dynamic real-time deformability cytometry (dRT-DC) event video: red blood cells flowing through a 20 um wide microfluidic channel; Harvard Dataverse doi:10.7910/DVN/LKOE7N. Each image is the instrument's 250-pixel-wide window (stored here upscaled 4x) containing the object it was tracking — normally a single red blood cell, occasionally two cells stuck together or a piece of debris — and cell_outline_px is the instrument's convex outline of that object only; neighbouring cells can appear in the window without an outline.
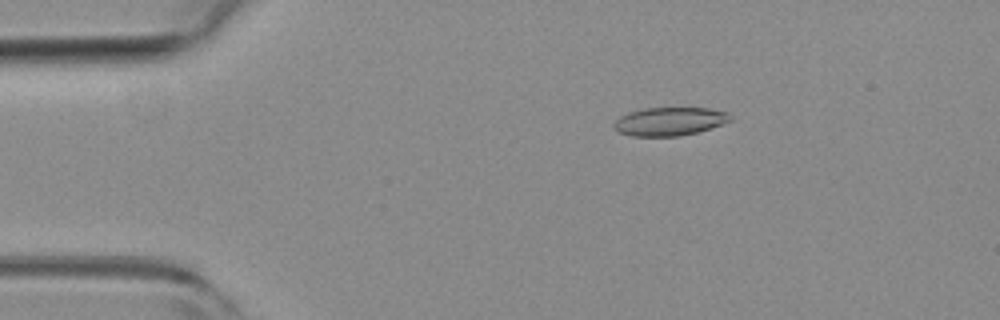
{"species": "common noctule bat (a hibernating species)", "species_latin": "Nyctalus noctula", "temperature_condition": "room temperature", "stored_images_in_passage": 4, "camera_frame_rate_fps": 3000, "um_per_image_px": 0.085, "animal": {"sex": "female", "body_mass_g": 19.3, "forearm_length_mm": 54.1}, "frame": {"image": 1, "passage_image": 3, "time_ms": 0.667, "image_size_px": [1000, 320], "cell_outline_px": [[732, 120], [696, 132], [680, 136], [632, 136], [620, 132], [612, 124], [620, 116], [628, 112], [644, 108], [708, 108], [728, 112], [732, 116]], "centroid_in_image_um": [56.91, 10.31], "position_along_channel_um": 28.1, "area_um2": 19.07}}